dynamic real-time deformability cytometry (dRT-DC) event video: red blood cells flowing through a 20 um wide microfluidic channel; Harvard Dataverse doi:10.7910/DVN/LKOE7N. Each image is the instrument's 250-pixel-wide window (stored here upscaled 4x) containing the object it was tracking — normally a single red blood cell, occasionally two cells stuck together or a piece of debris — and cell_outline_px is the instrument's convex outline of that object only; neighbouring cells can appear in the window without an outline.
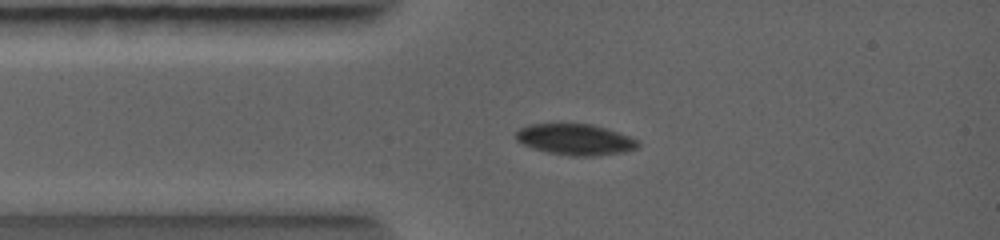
{"species": "common noctule bat (a hibernating species)", "species_latin": "Nyctalus noctula", "temperature_condition": "warm", "stored_images_in_passage": 22, "camera_frame_rate_fps": 5000, "um_per_image_px": 0.085, "animal": {"sex": "female", "body_mass_g": 19.0, "forearm_length_mm": 56.7}, "frame": {"image": 1, "passage_image": 4, "time_ms": 1.2, "image_size_px": [1000, 240], "cell_outline_px": [[640, 144], [636, 148], [624, 152], [596, 156], [572, 156], [548, 152], [532, 148], [516, 140], [516, 132], [520, 128], [528, 124], [592, 124], [628, 136], [636, 140]], "centroid_in_image_um": [48.87, 11.86], "position_along_channel_um": 36.1, "area_um2": 21.85}}
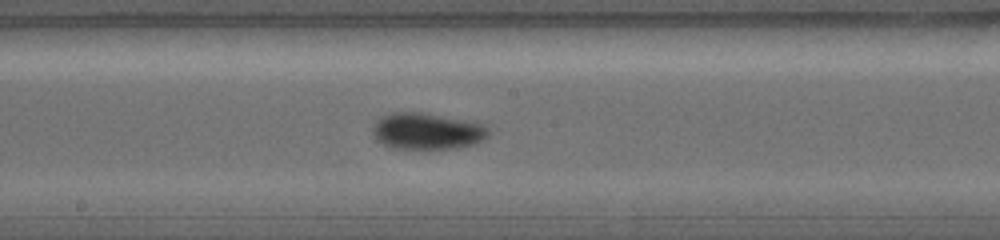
{"frame": {"image": 2, "passage_image": 11, "time_ms": 4.2, "image_size_px": [1000, 240], "cell_outline_px": [[488, 136], [484, 140], [472, 144], [456, 148], [428, 152], [392, 148], [376, 140], [372, 132], [372, 128], [376, 120], [392, 112], [420, 112], [464, 120], [484, 124], [488, 128]], "centroid_in_image_um": [36.27, 11.2], "position_along_channel_um": 211.9, "area_um2": 25.32}}
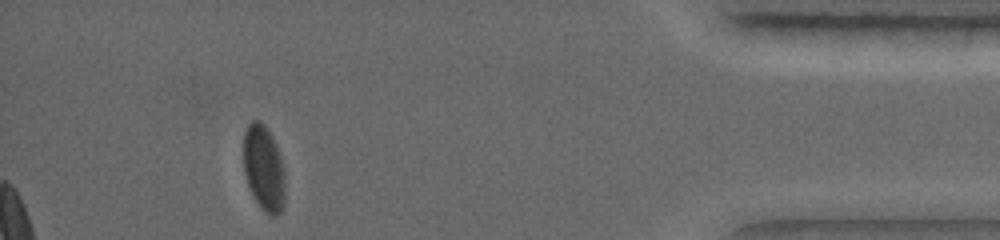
{"frame": {"image": 3, "passage_image": 21, "time_ms": 8.4, "image_size_px": [1000, 240], "cell_outline_px": [[284, 204], [280, 212], [272, 216], [264, 212], [256, 200], [248, 184], [244, 172], [244, 132], [248, 124], [252, 120], [260, 120], [268, 128], [276, 144], [284, 168]], "centroid_in_image_um": [22.43, 14.26], "position_along_channel_um": 412.8, "area_um2": 20.69}}